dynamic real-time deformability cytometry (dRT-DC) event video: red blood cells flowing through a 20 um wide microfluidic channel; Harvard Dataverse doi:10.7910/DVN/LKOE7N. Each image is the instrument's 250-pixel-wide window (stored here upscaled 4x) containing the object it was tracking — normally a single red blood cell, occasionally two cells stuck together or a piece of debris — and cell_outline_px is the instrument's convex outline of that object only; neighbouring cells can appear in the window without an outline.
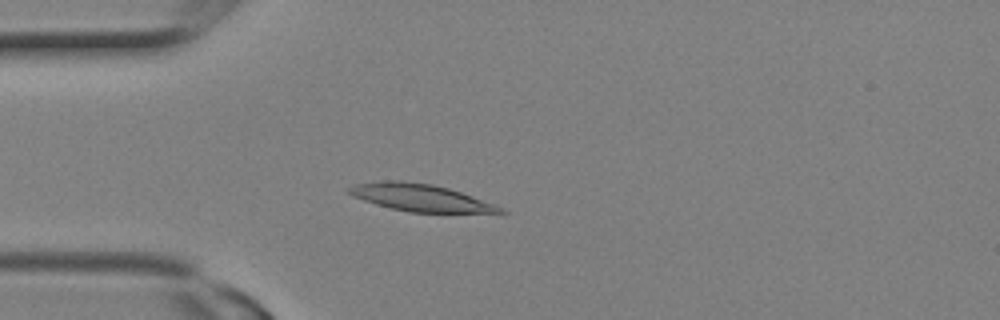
{"species": "Egyptian fruit bat (a non-hibernating species)", "species_latin": "Rousettus aegyptiacus", "temperature_condition": "room temperature", "stored_images_in_passage": 13, "camera_frame_rate_fps": 3000, "um_per_image_px": 0.085, "animal": {"sex": "female"}, "frame": {"image": 1, "passage_image": 6, "time_ms": 1.667, "image_size_px": [1000, 320], "cell_outline_px": [[508, 212], [500, 216], [412, 212], [392, 208], [376, 204], [352, 196], [344, 188], [356, 184], [384, 180], [400, 180], [432, 184], [448, 188], [472, 196], [504, 208]], "centroid_in_image_um": [35.92, 16.86], "position_along_channel_um": 49.1, "area_um2": 24.97}}
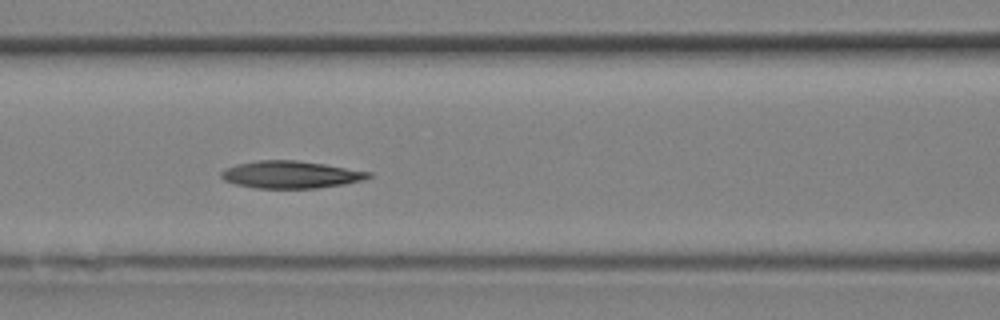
{"frame": {"image": 2, "passage_image": 10, "time_ms": 3.0, "image_size_px": [1000, 320], "cell_outline_px": [[372, 176], [360, 180], [344, 184], [316, 188], [256, 188], [236, 184], [224, 180], [220, 176], [220, 172], [224, 168], [236, 164], [256, 160], [296, 160], [324, 164], [372, 172]], "centroid_in_image_um": [24.67, 14.83], "position_along_channel_um": 141.9, "area_um2": 23.41}}
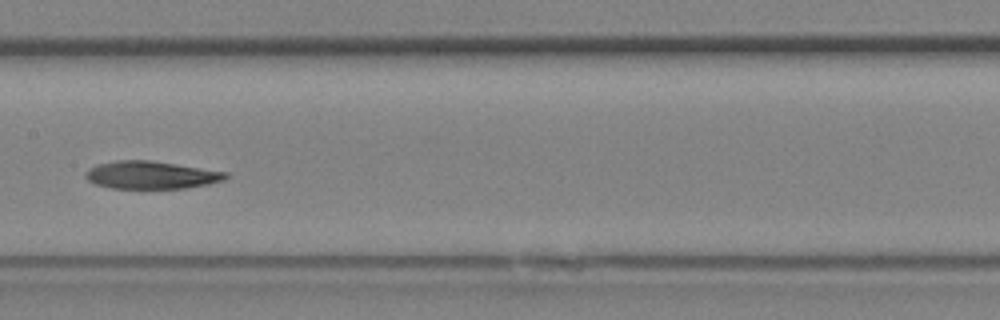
{"frame": {"image": 3, "passage_image": 12, "time_ms": 3.667, "image_size_px": [1000, 320], "cell_outline_px": [[228, 176], [224, 180], [208, 184], [188, 188], [112, 188], [96, 184], [88, 180], [84, 176], [84, 172], [88, 168], [96, 164], [116, 160], [152, 160], [228, 172]], "centroid_in_image_um": [12.83, 14.86], "position_along_channel_um": 194.6, "area_um2": 22.77}}